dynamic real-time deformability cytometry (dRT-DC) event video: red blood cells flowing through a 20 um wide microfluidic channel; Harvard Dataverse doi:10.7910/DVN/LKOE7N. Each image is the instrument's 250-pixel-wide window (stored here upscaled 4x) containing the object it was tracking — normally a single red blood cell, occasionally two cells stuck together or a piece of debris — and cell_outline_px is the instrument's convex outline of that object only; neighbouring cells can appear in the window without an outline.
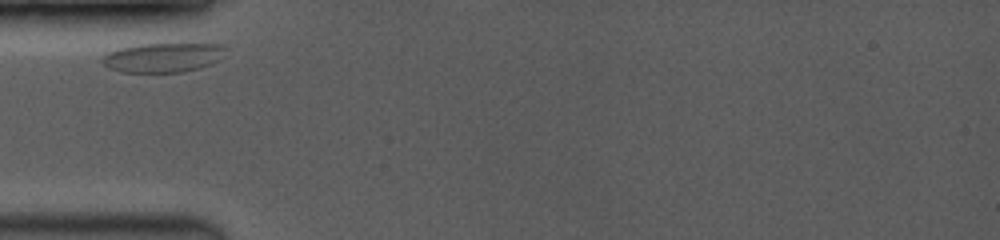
{"species": "common noctule bat (a hibernating species)", "species_latin": "Nyctalus noctula", "temperature_condition": "room temperature", "stored_images_in_passage": 14, "camera_frame_rate_fps": 3500, "um_per_image_px": 0.085, "animal": {"sex": "female", "body_mass_g": 19.0, "forearm_length_mm": 53.3}, "frame": {"image": 1, "passage_image": 1, "time_ms": 0.0, "image_size_px": [1000, 240], "cell_outline_px": [[228, 48], [220, 60], [212, 64], [200, 68], [184, 72], [120, 72], [108, 68], [100, 60], [108, 52], [120, 48], [136, 44], [220, 44]], "centroid_in_image_um": [13.88, 4.89], "position_along_channel_um": 71.1, "area_um2": 21.33}}
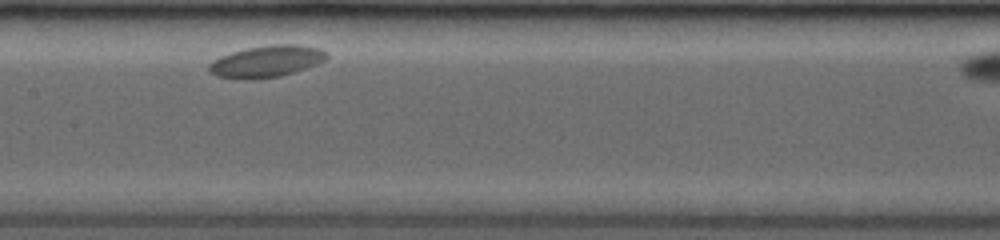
{"frame": {"image": 2, "passage_image": 9, "time_ms": 3.429, "image_size_px": [1000, 240], "cell_outline_px": [[328, 56], [324, 60], [316, 64], [280, 76], [252, 80], [248, 80], [216, 76], [208, 68], [208, 64], [212, 60], [220, 56], [232, 52], [248, 48], [268, 44], [300, 44], [320, 48], [328, 52]], "centroid_in_image_um": [22.65, 5.2], "position_along_channel_um": 184.8, "area_um2": 21.79}}
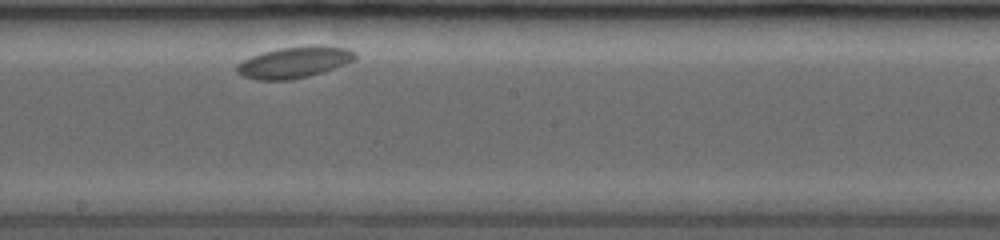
{"frame": {"image": 3, "passage_image": 11, "time_ms": 4.571, "image_size_px": [1000, 240], "cell_outline_px": [[356, 56], [352, 60], [344, 64], [308, 76], [292, 80], [256, 80], [244, 76], [236, 72], [236, 64], [252, 56], [264, 52], [280, 48], [308, 44], [324, 44], [348, 48], [356, 52]], "centroid_in_image_um": [25.02, 5.27], "position_along_channel_um": 223.2, "area_um2": 21.68}}